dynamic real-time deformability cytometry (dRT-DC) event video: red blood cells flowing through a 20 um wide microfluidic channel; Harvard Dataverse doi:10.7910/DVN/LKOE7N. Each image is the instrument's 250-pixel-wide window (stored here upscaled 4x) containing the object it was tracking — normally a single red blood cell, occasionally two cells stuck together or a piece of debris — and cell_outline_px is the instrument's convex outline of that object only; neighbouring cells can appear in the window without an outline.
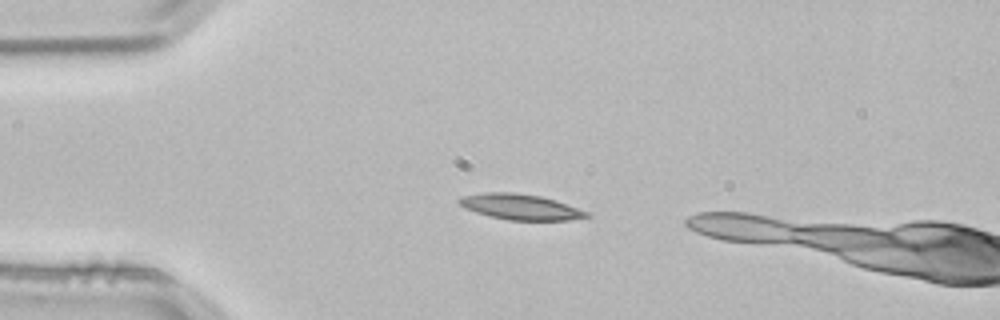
{"species": "common noctule bat (a hibernating species)", "species_latin": "Nyctalus noctula", "temperature_condition": "room temperature", "stored_images_in_passage": 2, "camera_frame_rate_fps": 3000, "um_per_image_px": 0.085, "animal": {"sex": "male", "body_mass_g": 21.5, "forearm_length_mm": 52.0}, "frame": {"image": 1, "passage_image": 1, "time_ms": 0.0, "image_size_px": [1000, 320], "cell_outline_px": [[588, 216], [568, 220], [508, 220], [476, 212], [464, 208], [456, 200], [460, 196], [484, 192], [516, 192], [540, 196], [556, 200], [588, 212]], "centroid_in_image_um": [44.18, 17.56], "position_along_channel_um": 40.8, "area_um2": 18.9}}